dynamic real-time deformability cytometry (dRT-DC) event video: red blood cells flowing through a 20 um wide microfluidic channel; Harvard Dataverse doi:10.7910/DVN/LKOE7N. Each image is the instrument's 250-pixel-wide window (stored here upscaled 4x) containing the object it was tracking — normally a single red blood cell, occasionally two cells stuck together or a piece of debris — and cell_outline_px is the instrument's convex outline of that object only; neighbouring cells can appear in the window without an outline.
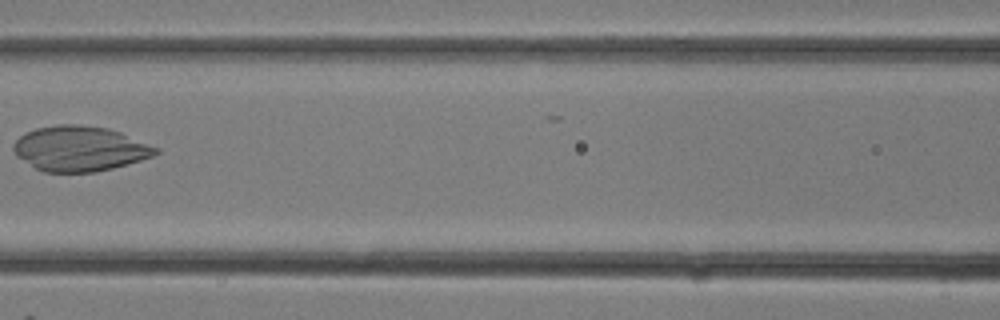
{"species": "common noctule bat (a hibernating species)", "species_latin": "Nyctalus noctula", "temperature_condition": "room temperature", "stored_images_in_passage": 11, "camera_frame_rate_fps": 3000, "um_per_image_px": 0.085, "animal": {"sex": "female"}, "frame": {"image": 1, "passage_image": 7, "time_ms": 2.0, "image_size_px": [1000, 320], "cell_outline_px": [[160, 152], [152, 156], [128, 164], [96, 172], [44, 172], [36, 168], [16, 156], [12, 148], [12, 144], [24, 132], [36, 128], [56, 124], [76, 124], [108, 128], [120, 132], [160, 148]], "centroid_in_image_um": [6.77, 12.63], "position_along_channel_um": 159.8, "area_um2": 37.51}}
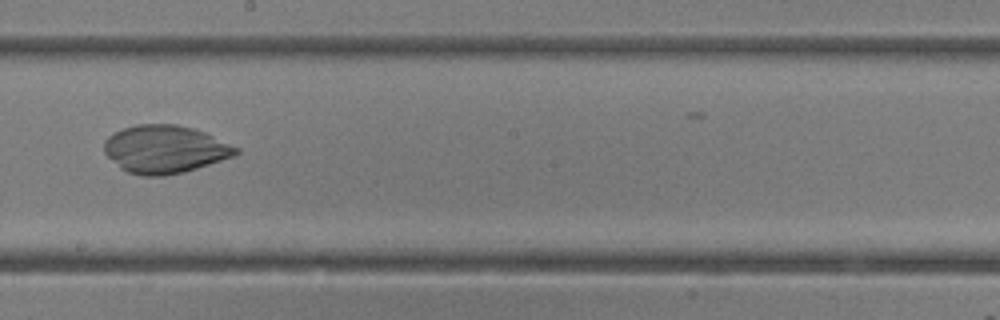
{"frame": {"image": 2, "passage_image": 10, "time_ms": 3.0, "image_size_px": [1000, 320], "cell_outline_px": [[240, 152], [232, 156], [184, 172], [164, 176], [140, 176], [128, 172], [120, 168], [104, 152], [104, 140], [108, 136], [124, 128], [136, 124], [176, 124], [192, 128], [204, 132], [240, 148]], "centroid_in_image_um": [14.0, 12.68], "position_along_channel_um": 234.2, "area_um2": 36.59}}